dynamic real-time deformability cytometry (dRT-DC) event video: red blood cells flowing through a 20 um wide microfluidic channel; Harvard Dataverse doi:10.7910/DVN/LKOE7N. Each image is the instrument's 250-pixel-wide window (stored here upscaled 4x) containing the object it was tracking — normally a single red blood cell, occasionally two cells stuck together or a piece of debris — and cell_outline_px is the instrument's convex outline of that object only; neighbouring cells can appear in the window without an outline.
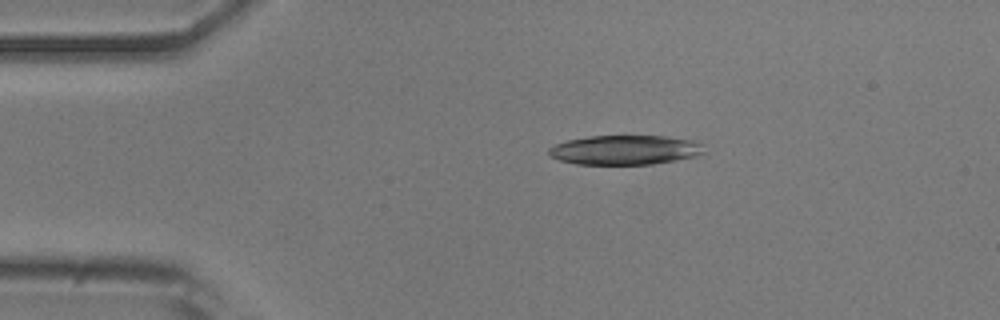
{"species": "common noctule bat (a hibernating species)", "species_latin": "Nyctalus noctula", "temperature_condition": "room temperature", "stored_images_in_passage": 42, "camera_frame_rate_fps": 3000, "um_per_image_px": 0.085, "animal": {"sex": "male", "body_mass_g": 20.5, "forearm_length_mm": 52.5}, "frame": {"image": 1, "passage_image": 1, "time_ms": 0.0, "image_size_px": [1000, 320], "cell_outline_px": [[708, 152], [696, 156], [676, 160], [652, 164], [576, 164], [560, 160], [552, 156], [548, 152], [548, 148], [556, 144], [568, 140], [592, 136], [664, 136], [692, 140], [700, 144]], "centroid_in_image_um": [53.16, 12.75], "position_along_channel_um": 31.8, "area_um2": 26.53}}